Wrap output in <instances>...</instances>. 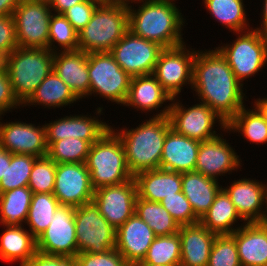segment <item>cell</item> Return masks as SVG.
I'll return each mask as SVG.
<instances>
[{
	"mask_svg": "<svg viewBox=\"0 0 267 266\" xmlns=\"http://www.w3.org/2000/svg\"><path fill=\"white\" fill-rule=\"evenodd\" d=\"M243 85L215 47L196 51L192 90L199 102L207 104L226 124L247 101Z\"/></svg>",
	"mask_w": 267,
	"mask_h": 266,
	"instance_id": "obj_1",
	"label": "cell"
},
{
	"mask_svg": "<svg viewBox=\"0 0 267 266\" xmlns=\"http://www.w3.org/2000/svg\"><path fill=\"white\" fill-rule=\"evenodd\" d=\"M175 2L137 0L135 3L139 4L135 6H139L138 9L134 8V5L127 7L129 30L134 35L155 42L163 48L184 44L182 29L186 19Z\"/></svg>",
	"mask_w": 267,
	"mask_h": 266,
	"instance_id": "obj_2",
	"label": "cell"
},
{
	"mask_svg": "<svg viewBox=\"0 0 267 266\" xmlns=\"http://www.w3.org/2000/svg\"><path fill=\"white\" fill-rule=\"evenodd\" d=\"M169 109L170 104L165 105L158 114L142 121L135 129L123 127L117 130L110 126L123 144L127 165L133 176L160 168L165 137L171 129L167 117Z\"/></svg>",
	"mask_w": 267,
	"mask_h": 266,
	"instance_id": "obj_3",
	"label": "cell"
},
{
	"mask_svg": "<svg viewBox=\"0 0 267 266\" xmlns=\"http://www.w3.org/2000/svg\"><path fill=\"white\" fill-rule=\"evenodd\" d=\"M85 164L94 191L134 178L127 165L123 144L111 128L91 145Z\"/></svg>",
	"mask_w": 267,
	"mask_h": 266,
	"instance_id": "obj_4",
	"label": "cell"
},
{
	"mask_svg": "<svg viewBox=\"0 0 267 266\" xmlns=\"http://www.w3.org/2000/svg\"><path fill=\"white\" fill-rule=\"evenodd\" d=\"M129 31L127 6L100 3L89 23L78 32V50L109 52Z\"/></svg>",
	"mask_w": 267,
	"mask_h": 266,
	"instance_id": "obj_5",
	"label": "cell"
},
{
	"mask_svg": "<svg viewBox=\"0 0 267 266\" xmlns=\"http://www.w3.org/2000/svg\"><path fill=\"white\" fill-rule=\"evenodd\" d=\"M49 49L17 47L4 58L15 97L23 105L53 70Z\"/></svg>",
	"mask_w": 267,
	"mask_h": 266,
	"instance_id": "obj_6",
	"label": "cell"
},
{
	"mask_svg": "<svg viewBox=\"0 0 267 266\" xmlns=\"http://www.w3.org/2000/svg\"><path fill=\"white\" fill-rule=\"evenodd\" d=\"M236 40L216 49L226 59L235 77L243 84L244 80L258 74L267 64V36L256 29L236 32Z\"/></svg>",
	"mask_w": 267,
	"mask_h": 266,
	"instance_id": "obj_7",
	"label": "cell"
},
{
	"mask_svg": "<svg viewBox=\"0 0 267 266\" xmlns=\"http://www.w3.org/2000/svg\"><path fill=\"white\" fill-rule=\"evenodd\" d=\"M88 73L90 96L99 95L120 106L125 104L132 77L119 66L110 52L89 53Z\"/></svg>",
	"mask_w": 267,
	"mask_h": 266,
	"instance_id": "obj_8",
	"label": "cell"
},
{
	"mask_svg": "<svg viewBox=\"0 0 267 266\" xmlns=\"http://www.w3.org/2000/svg\"><path fill=\"white\" fill-rule=\"evenodd\" d=\"M167 117L171 128L175 132L200 142L219 135L214 130L216 123H218L222 131L229 133L226 122L207 104L202 102L188 108L185 105L183 106L177 97L173 98Z\"/></svg>",
	"mask_w": 267,
	"mask_h": 266,
	"instance_id": "obj_9",
	"label": "cell"
},
{
	"mask_svg": "<svg viewBox=\"0 0 267 266\" xmlns=\"http://www.w3.org/2000/svg\"><path fill=\"white\" fill-rule=\"evenodd\" d=\"M78 253H105L115 248L116 229L100 214L94 201L75 208Z\"/></svg>",
	"mask_w": 267,
	"mask_h": 266,
	"instance_id": "obj_10",
	"label": "cell"
},
{
	"mask_svg": "<svg viewBox=\"0 0 267 266\" xmlns=\"http://www.w3.org/2000/svg\"><path fill=\"white\" fill-rule=\"evenodd\" d=\"M52 13L49 3L20 0L13 12L18 47L48 49Z\"/></svg>",
	"mask_w": 267,
	"mask_h": 266,
	"instance_id": "obj_11",
	"label": "cell"
},
{
	"mask_svg": "<svg viewBox=\"0 0 267 266\" xmlns=\"http://www.w3.org/2000/svg\"><path fill=\"white\" fill-rule=\"evenodd\" d=\"M192 49L189 46L186 47L185 43L176 47L164 48L155 64L152 74L172 99L178 98L181 89L187 84L192 89L193 61L197 51Z\"/></svg>",
	"mask_w": 267,
	"mask_h": 266,
	"instance_id": "obj_12",
	"label": "cell"
},
{
	"mask_svg": "<svg viewBox=\"0 0 267 266\" xmlns=\"http://www.w3.org/2000/svg\"><path fill=\"white\" fill-rule=\"evenodd\" d=\"M163 49L129 30L109 52L119 66L133 77L152 74Z\"/></svg>",
	"mask_w": 267,
	"mask_h": 266,
	"instance_id": "obj_13",
	"label": "cell"
},
{
	"mask_svg": "<svg viewBox=\"0 0 267 266\" xmlns=\"http://www.w3.org/2000/svg\"><path fill=\"white\" fill-rule=\"evenodd\" d=\"M53 195L60 205L75 208L93 201L94 190L86 164H57Z\"/></svg>",
	"mask_w": 267,
	"mask_h": 266,
	"instance_id": "obj_14",
	"label": "cell"
},
{
	"mask_svg": "<svg viewBox=\"0 0 267 266\" xmlns=\"http://www.w3.org/2000/svg\"><path fill=\"white\" fill-rule=\"evenodd\" d=\"M96 109V116L95 113L93 116H88V113L87 115L72 116L70 114L69 116L49 121V123H44L47 147L54 141L71 137L88 141L91 145L96 142L111 126L98 118L103 113V107Z\"/></svg>",
	"mask_w": 267,
	"mask_h": 266,
	"instance_id": "obj_15",
	"label": "cell"
},
{
	"mask_svg": "<svg viewBox=\"0 0 267 266\" xmlns=\"http://www.w3.org/2000/svg\"><path fill=\"white\" fill-rule=\"evenodd\" d=\"M75 207L59 205L47 229L36 239L37 250L55 255L78 254Z\"/></svg>",
	"mask_w": 267,
	"mask_h": 266,
	"instance_id": "obj_16",
	"label": "cell"
},
{
	"mask_svg": "<svg viewBox=\"0 0 267 266\" xmlns=\"http://www.w3.org/2000/svg\"><path fill=\"white\" fill-rule=\"evenodd\" d=\"M135 179L119 185L102 187L94 191L93 201L100 214L118 229L135 213L137 198Z\"/></svg>",
	"mask_w": 267,
	"mask_h": 266,
	"instance_id": "obj_17",
	"label": "cell"
},
{
	"mask_svg": "<svg viewBox=\"0 0 267 266\" xmlns=\"http://www.w3.org/2000/svg\"><path fill=\"white\" fill-rule=\"evenodd\" d=\"M2 121V117L0 116ZM0 121V146L12 154L43 157L48 154L45 125L22 121Z\"/></svg>",
	"mask_w": 267,
	"mask_h": 266,
	"instance_id": "obj_18",
	"label": "cell"
},
{
	"mask_svg": "<svg viewBox=\"0 0 267 266\" xmlns=\"http://www.w3.org/2000/svg\"><path fill=\"white\" fill-rule=\"evenodd\" d=\"M223 134L200 142L195 165L196 172L204 176L219 180V176H225L239 170L242 160L234 151ZM235 170V171H234Z\"/></svg>",
	"mask_w": 267,
	"mask_h": 266,
	"instance_id": "obj_19",
	"label": "cell"
},
{
	"mask_svg": "<svg viewBox=\"0 0 267 266\" xmlns=\"http://www.w3.org/2000/svg\"><path fill=\"white\" fill-rule=\"evenodd\" d=\"M222 189L246 223H262L266 214L267 184L243 178L234 180L230 186H223Z\"/></svg>",
	"mask_w": 267,
	"mask_h": 266,
	"instance_id": "obj_20",
	"label": "cell"
},
{
	"mask_svg": "<svg viewBox=\"0 0 267 266\" xmlns=\"http://www.w3.org/2000/svg\"><path fill=\"white\" fill-rule=\"evenodd\" d=\"M156 235L148 224L135 213L116 229L115 249L130 266L145 258Z\"/></svg>",
	"mask_w": 267,
	"mask_h": 266,
	"instance_id": "obj_21",
	"label": "cell"
},
{
	"mask_svg": "<svg viewBox=\"0 0 267 266\" xmlns=\"http://www.w3.org/2000/svg\"><path fill=\"white\" fill-rule=\"evenodd\" d=\"M53 70L80 99L89 96L88 54L82 50L53 54Z\"/></svg>",
	"mask_w": 267,
	"mask_h": 266,
	"instance_id": "obj_22",
	"label": "cell"
},
{
	"mask_svg": "<svg viewBox=\"0 0 267 266\" xmlns=\"http://www.w3.org/2000/svg\"><path fill=\"white\" fill-rule=\"evenodd\" d=\"M200 141L178 134L172 128L165 137L160 168L174 172L195 170Z\"/></svg>",
	"mask_w": 267,
	"mask_h": 266,
	"instance_id": "obj_23",
	"label": "cell"
},
{
	"mask_svg": "<svg viewBox=\"0 0 267 266\" xmlns=\"http://www.w3.org/2000/svg\"><path fill=\"white\" fill-rule=\"evenodd\" d=\"M178 233L181 239L180 266H207L217 234L206 229L200 222L180 226Z\"/></svg>",
	"mask_w": 267,
	"mask_h": 266,
	"instance_id": "obj_24",
	"label": "cell"
},
{
	"mask_svg": "<svg viewBox=\"0 0 267 266\" xmlns=\"http://www.w3.org/2000/svg\"><path fill=\"white\" fill-rule=\"evenodd\" d=\"M231 235L242 266H267V227L263 223H246Z\"/></svg>",
	"mask_w": 267,
	"mask_h": 266,
	"instance_id": "obj_25",
	"label": "cell"
},
{
	"mask_svg": "<svg viewBox=\"0 0 267 266\" xmlns=\"http://www.w3.org/2000/svg\"><path fill=\"white\" fill-rule=\"evenodd\" d=\"M139 198L160 203L164 197L182 192L181 173L161 168L146 170L134 176Z\"/></svg>",
	"mask_w": 267,
	"mask_h": 266,
	"instance_id": "obj_26",
	"label": "cell"
},
{
	"mask_svg": "<svg viewBox=\"0 0 267 266\" xmlns=\"http://www.w3.org/2000/svg\"><path fill=\"white\" fill-rule=\"evenodd\" d=\"M164 102H172V98L157 78L150 74L131 78L128 96L123 106L137 108V111L148 113L163 107Z\"/></svg>",
	"mask_w": 267,
	"mask_h": 266,
	"instance_id": "obj_27",
	"label": "cell"
},
{
	"mask_svg": "<svg viewBox=\"0 0 267 266\" xmlns=\"http://www.w3.org/2000/svg\"><path fill=\"white\" fill-rule=\"evenodd\" d=\"M182 193L188 199L194 214L201 219L222 189L218 180L196 171L181 173Z\"/></svg>",
	"mask_w": 267,
	"mask_h": 266,
	"instance_id": "obj_28",
	"label": "cell"
},
{
	"mask_svg": "<svg viewBox=\"0 0 267 266\" xmlns=\"http://www.w3.org/2000/svg\"><path fill=\"white\" fill-rule=\"evenodd\" d=\"M21 226H4L0 236V259L3 262H19L25 266L37 251V240L31 232Z\"/></svg>",
	"mask_w": 267,
	"mask_h": 266,
	"instance_id": "obj_29",
	"label": "cell"
},
{
	"mask_svg": "<svg viewBox=\"0 0 267 266\" xmlns=\"http://www.w3.org/2000/svg\"><path fill=\"white\" fill-rule=\"evenodd\" d=\"M239 220L244 224L235 225ZM199 222L217 235L232 234L246 224L223 189L216 195L214 202Z\"/></svg>",
	"mask_w": 267,
	"mask_h": 266,
	"instance_id": "obj_30",
	"label": "cell"
},
{
	"mask_svg": "<svg viewBox=\"0 0 267 266\" xmlns=\"http://www.w3.org/2000/svg\"><path fill=\"white\" fill-rule=\"evenodd\" d=\"M78 101L80 102V99L73 93L70 87L52 70L22 106L34 105L37 107L36 105H41L44 108L48 107L50 110L56 107L71 106L72 103Z\"/></svg>",
	"mask_w": 267,
	"mask_h": 266,
	"instance_id": "obj_31",
	"label": "cell"
},
{
	"mask_svg": "<svg viewBox=\"0 0 267 266\" xmlns=\"http://www.w3.org/2000/svg\"><path fill=\"white\" fill-rule=\"evenodd\" d=\"M33 192L26 187L0 193V224L21 226L26 223Z\"/></svg>",
	"mask_w": 267,
	"mask_h": 266,
	"instance_id": "obj_32",
	"label": "cell"
},
{
	"mask_svg": "<svg viewBox=\"0 0 267 266\" xmlns=\"http://www.w3.org/2000/svg\"><path fill=\"white\" fill-rule=\"evenodd\" d=\"M212 18L233 34L251 29L246 15L244 0H203Z\"/></svg>",
	"mask_w": 267,
	"mask_h": 266,
	"instance_id": "obj_33",
	"label": "cell"
},
{
	"mask_svg": "<svg viewBox=\"0 0 267 266\" xmlns=\"http://www.w3.org/2000/svg\"><path fill=\"white\" fill-rule=\"evenodd\" d=\"M248 109L246 105L242 107L236 115L227 123L229 132L240 133L249 142L255 144L267 143V122L260 112L252 106ZM247 108V109H246Z\"/></svg>",
	"mask_w": 267,
	"mask_h": 266,
	"instance_id": "obj_34",
	"label": "cell"
},
{
	"mask_svg": "<svg viewBox=\"0 0 267 266\" xmlns=\"http://www.w3.org/2000/svg\"><path fill=\"white\" fill-rule=\"evenodd\" d=\"M135 214L148 224L156 236L176 234L179 231V224L161 203L137 196Z\"/></svg>",
	"mask_w": 267,
	"mask_h": 266,
	"instance_id": "obj_35",
	"label": "cell"
},
{
	"mask_svg": "<svg viewBox=\"0 0 267 266\" xmlns=\"http://www.w3.org/2000/svg\"><path fill=\"white\" fill-rule=\"evenodd\" d=\"M59 205L53 193H33L25 225L36 239L47 229Z\"/></svg>",
	"mask_w": 267,
	"mask_h": 266,
	"instance_id": "obj_36",
	"label": "cell"
},
{
	"mask_svg": "<svg viewBox=\"0 0 267 266\" xmlns=\"http://www.w3.org/2000/svg\"><path fill=\"white\" fill-rule=\"evenodd\" d=\"M181 239L179 233L156 236L143 261L138 263H151L162 266H180Z\"/></svg>",
	"mask_w": 267,
	"mask_h": 266,
	"instance_id": "obj_37",
	"label": "cell"
},
{
	"mask_svg": "<svg viewBox=\"0 0 267 266\" xmlns=\"http://www.w3.org/2000/svg\"><path fill=\"white\" fill-rule=\"evenodd\" d=\"M48 49L52 53L78 50V32L63 14L52 13L50 17Z\"/></svg>",
	"mask_w": 267,
	"mask_h": 266,
	"instance_id": "obj_38",
	"label": "cell"
},
{
	"mask_svg": "<svg viewBox=\"0 0 267 266\" xmlns=\"http://www.w3.org/2000/svg\"><path fill=\"white\" fill-rule=\"evenodd\" d=\"M37 158L30 154L11 153V162L7 164L5 175L0 180V193L28 186L30 173Z\"/></svg>",
	"mask_w": 267,
	"mask_h": 266,
	"instance_id": "obj_39",
	"label": "cell"
},
{
	"mask_svg": "<svg viewBox=\"0 0 267 266\" xmlns=\"http://www.w3.org/2000/svg\"><path fill=\"white\" fill-rule=\"evenodd\" d=\"M91 144L77 138H65L54 141L48 147L47 156L56 164L86 163Z\"/></svg>",
	"mask_w": 267,
	"mask_h": 266,
	"instance_id": "obj_40",
	"label": "cell"
},
{
	"mask_svg": "<svg viewBox=\"0 0 267 266\" xmlns=\"http://www.w3.org/2000/svg\"><path fill=\"white\" fill-rule=\"evenodd\" d=\"M56 167L47 155L35 160L28 183L33 193H53Z\"/></svg>",
	"mask_w": 267,
	"mask_h": 266,
	"instance_id": "obj_41",
	"label": "cell"
},
{
	"mask_svg": "<svg viewBox=\"0 0 267 266\" xmlns=\"http://www.w3.org/2000/svg\"><path fill=\"white\" fill-rule=\"evenodd\" d=\"M207 266H242L235 238L231 234L216 235Z\"/></svg>",
	"mask_w": 267,
	"mask_h": 266,
	"instance_id": "obj_42",
	"label": "cell"
},
{
	"mask_svg": "<svg viewBox=\"0 0 267 266\" xmlns=\"http://www.w3.org/2000/svg\"><path fill=\"white\" fill-rule=\"evenodd\" d=\"M160 203L179 226L195 224L200 220L194 214L191 204L182 192L175 193V195L169 197L166 196Z\"/></svg>",
	"mask_w": 267,
	"mask_h": 266,
	"instance_id": "obj_43",
	"label": "cell"
},
{
	"mask_svg": "<svg viewBox=\"0 0 267 266\" xmlns=\"http://www.w3.org/2000/svg\"><path fill=\"white\" fill-rule=\"evenodd\" d=\"M76 262L78 266H130L115 248L105 253H78Z\"/></svg>",
	"mask_w": 267,
	"mask_h": 266,
	"instance_id": "obj_44",
	"label": "cell"
},
{
	"mask_svg": "<svg viewBox=\"0 0 267 266\" xmlns=\"http://www.w3.org/2000/svg\"><path fill=\"white\" fill-rule=\"evenodd\" d=\"M101 3L99 0H85L73 5L67 9L63 16L70 22L73 28L79 32L91 20L97 6Z\"/></svg>",
	"mask_w": 267,
	"mask_h": 266,
	"instance_id": "obj_45",
	"label": "cell"
},
{
	"mask_svg": "<svg viewBox=\"0 0 267 266\" xmlns=\"http://www.w3.org/2000/svg\"><path fill=\"white\" fill-rule=\"evenodd\" d=\"M17 106L21 108L22 104L14 95L8 71L3 63L0 66V116L12 111L11 109H17Z\"/></svg>",
	"mask_w": 267,
	"mask_h": 266,
	"instance_id": "obj_46",
	"label": "cell"
},
{
	"mask_svg": "<svg viewBox=\"0 0 267 266\" xmlns=\"http://www.w3.org/2000/svg\"><path fill=\"white\" fill-rule=\"evenodd\" d=\"M17 47L13 15L0 16V55L5 58Z\"/></svg>",
	"mask_w": 267,
	"mask_h": 266,
	"instance_id": "obj_47",
	"label": "cell"
},
{
	"mask_svg": "<svg viewBox=\"0 0 267 266\" xmlns=\"http://www.w3.org/2000/svg\"><path fill=\"white\" fill-rule=\"evenodd\" d=\"M25 266H78L76 256L55 255L37 250Z\"/></svg>",
	"mask_w": 267,
	"mask_h": 266,
	"instance_id": "obj_48",
	"label": "cell"
},
{
	"mask_svg": "<svg viewBox=\"0 0 267 266\" xmlns=\"http://www.w3.org/2000/svg\"><path fill=\"white\" fill-rule=\"evenodd\" d=\"M82 1L85 0H52L49 4L55 14H63L67 9Z\"/></svg>",
	"mask_w": 267,
	"mask_h": 266,
	"instance_id": "obj_49",
	"label": "cell"
},
{
	"mask_svg": "<svg viewBox=\"0 0 267 266\" xmlns=\"http://www.w3.org/2000/svg\"><path fill=\"white\" fill-rule=\"evenodd\" d=\"M20 0H0V16L13 15Z\"/></svg>",
	"mask_w": 267,
	"mask_h": 266,
	"instance_id": "obj_50",
	"label": "cell"
},
{
	"mask_svg": "<svg viewBox=\"0 0 267 266\" xmlns=\"http://www.w3.org/2000/svg\"><path fill=\"white\" fill-rule=\"evenodd\" d=\"M11 162V153L0 146V180L5 175L7 164Z\"/></svg>",
	"mask_w": 267,
	"mask_h": 266,
	"instance_id": "obj_51",
	"label": "cell"
},
{
	"mask_svg": "<svg viewBox=\"0 0 267 266\" xmlns=\"http://www.w3.org/2000/svg\"><path fill=\"white\" fill-rule=\"evenodd\" d=\"M264 6H262V12H261V24H259L260 26H258L257 28L255 27L254 29H256L257 31H259L260 33H262L264 36H267V0H264L262 3Z\"/></svg>",
	"mask_w": 267,
	"mask_h": 266,
	"instance_id": "obj_52",
	"label": "cell"
},
{
	"mask_svg": "<svg viewBox=\"0 0 267 266\" xmlns=\"http://www.w3.org/2000/svg\"><path fill=\"white\" fill-rule=\"evenodd\" d=\"M254 107L260 112L264 120L267 122V97L254 99Z\"/></svg>",
	"mask_w": 267,
	"mask_h": 266,
	"instance_id": "obj_53",
	"label": "cell"
},
{
	"mask_svg": "<svg viewBox=\"0 0 267 266\" xmlns=\"http://www.w3.org/2000/svg\"><path fill=\"white\" fill-rule=\"evenodd\" d=\"M137 0H101V3H106V4H120L124 6H129L131 3L136 2Z\"/></svg>",
	"mask_w": 267,
	"mask_h": 266,
	"instance_id": "obj_54",
	"label": "cell"
},
{
	"mask_svg": "<svg viewBox=\"0 0 267 266\" xmlns=\"http://www.w3.org/2000/svg\"><path fill=\"white\" fill-rule=\"evenodd\" d=\"M134 266H162V265H153L151 263H137Z\"/></svg>",
	"mask_w": 267,
	"mask_h": 266,
	"instance_id": "obj_55",
	"label": "cell"
},
{
	"mask_svg": "<svg viewBox=\"0 0 267 266\" xmlns=\"http://www.w3.org/2000/svg\"><path fill=\"white\" fill-rule=\"evenodd\" d=\"M262 223L267 227V206H266V214Z\"/></svg>",
	"mask_w": 267,
	"mask_h": 266,
	"instance_id": "obj_56",
	"label": "cell"
},
{
	"mask_svg": "<svg viewBox=\"0 0 267 266\" xmlns=\"http://www.w3.org/2000/svg\"><path fill=\"white\" fill-rule=\"evenodd\" d=\"M31 1H38V2L50 3L52 0H31Z\"/></svg>",
	"mask_w": 267,
	"mask_h": 266,
	"instance_id": "obj_57",
	"label": "cell"
},
{
	"mask_svg": "<svg viewBox=\"0 0 267 266\" xmlns=\"http://www.w3.org/2000/svg\"><path fill=\"white\" fill-rule=\"evenodd\" d=\"M4 63V58L0 55V66Z\"/></svg>",
	"mask_w": 267,
	"mask_h": 266,
	"instance_id": "obj_58",
	"label": "cell"
}]
</instances>
